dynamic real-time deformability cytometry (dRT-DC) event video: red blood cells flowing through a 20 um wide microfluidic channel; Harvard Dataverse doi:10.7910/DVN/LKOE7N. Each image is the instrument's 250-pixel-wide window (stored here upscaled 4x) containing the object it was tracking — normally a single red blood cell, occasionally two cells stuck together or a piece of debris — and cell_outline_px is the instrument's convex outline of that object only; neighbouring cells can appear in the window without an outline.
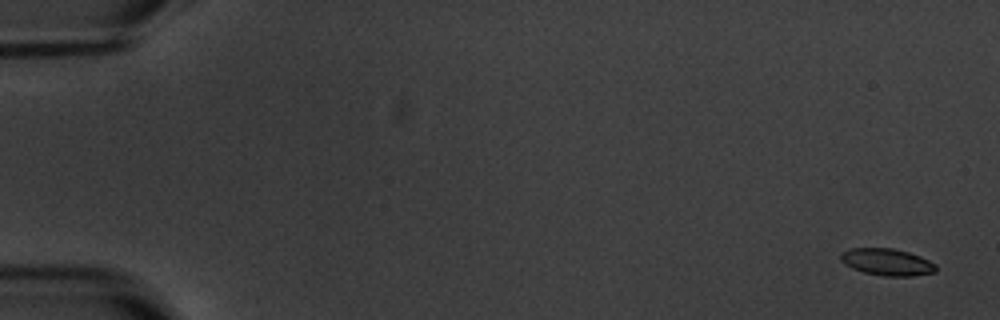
{"species": "common noctule bat (a hibernating species)", "species_latin": "Nyctalus noctula", "temperature_condition": "warm", "stored_images_in_passage": 5, "camera_frame_rate_fps": 3000, "um_per_image_px": 0.085, "animal": {"sex": "male", "body_mass_g": 20.1, "forearm_length_mm": 53.5}, "frame": {"image": 1, "passage_image": 1, "time_ms": 0.0, "image_size_px": [1000, 320], "cell_outline_px": [[936, 272], [912, 276], [884, 276], [864, 272], [852, 268], [844, 264], [840, 260], [840, 256], [848, 248], [892, 248], [908, 252], [920, 256], [936, 264]], "centroid_in_image_um": [75.4, 22.27], "position_along_channel_um": 9.6, "area_um2": 14.91}}
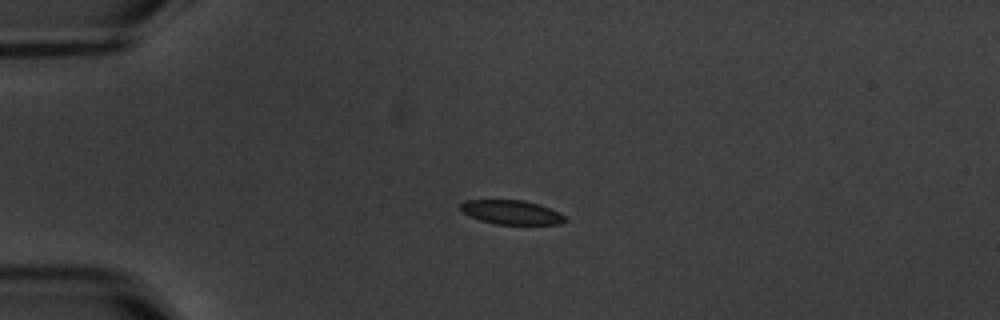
{"frame": {"image": 2, "passage_image": 4, "time_ms": 4.333, "image_size_px": [1000, 320], "cell_outline_px": [[568, 220], [560, 224], [496, 224], [480, 220], [468, 216], [460, 212], [460, 204], [464, 200], [524, 200], [560, 212]], "centroid_in_image_um": [43.43, 18.04], "position_along_channel_um": 41.6, "area_um2": 14.74}}